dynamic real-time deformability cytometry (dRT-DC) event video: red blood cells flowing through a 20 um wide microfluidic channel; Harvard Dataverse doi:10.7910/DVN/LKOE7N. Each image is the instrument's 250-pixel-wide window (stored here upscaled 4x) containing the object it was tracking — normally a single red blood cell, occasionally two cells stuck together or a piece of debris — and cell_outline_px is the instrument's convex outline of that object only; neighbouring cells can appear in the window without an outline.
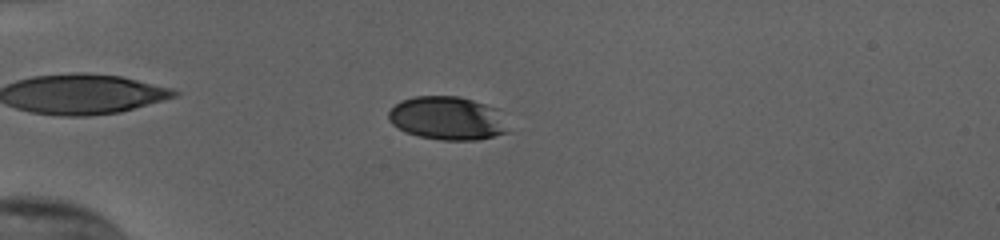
{"species": "human", "species_latin": "Homo sapiens", "temperature_condition": "cold", "stored_images_in_passage": 55, "camera_frame_rate_fps": 3000, "um_per_image_px": 0.085, "donor": {"sex": "female"}, "frame": {"image": 1, "passage_image": 16, "time_ms": 5.0, "image_size_px": [1000, 240], "cell_outline_px": [[508, 132], [476, 140], [444, 140], [420, 136], [404, 132], [392, 124], [388, 120], [388, 112], [400, 100], [412, 96], [460, 96], [496, 108]], "centroid_in_image_um": [37.95, 10.04], "position_along_channel_um": 47.0, "area_um2": 29.94}}
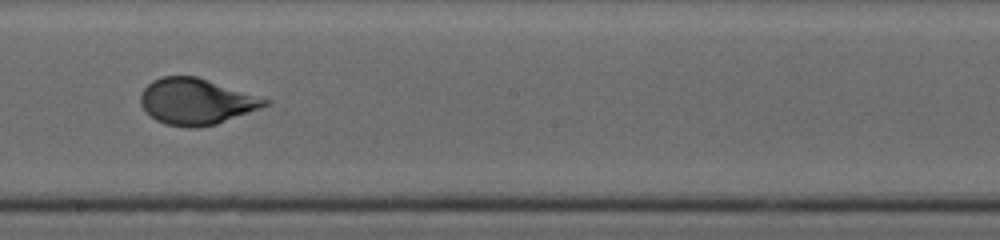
{"frame": {"image": 2, "passage_image": 33, "time_ms": 10.667, "image_size_px": [1000, 240], "cell_outline_px": [[272, 104], [216, 124], [200, 128], [188, 128], [164, 124], [156, 120], [140, 104], [140, 92], [152, 80], [160, 76], [196, 76], [272, 100]], "centroid_in_image_um": [16.69, 8.63], "position_along_channel_um": 231.5, "area_um2": 33.58}}
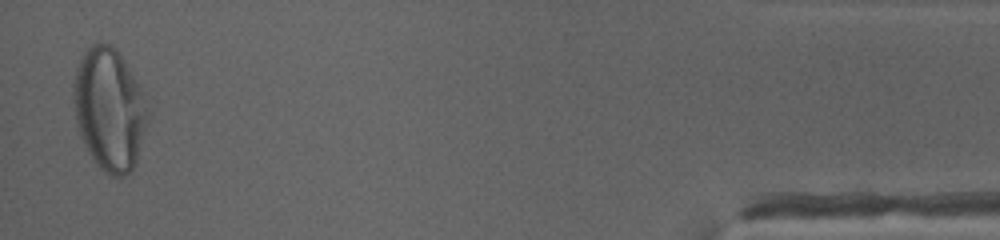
{"frame": {"image": 3, "passage_image": 54, "time_ms": 17.667, "image_size_px": [1000, 240], "cell_outline_px": [[148, 120], [136, 164], [132, 172], [124, 176], [112, 176], [104, 172], [96, 164], [88, 152], [80, 136], [76, 124], [72, 96], [72, 84], [76, 68], [80, 56], [92, 44], [108, 44], [116, 48], [124, 60], [140, 88]], "centroid_in_image_um": [9.25, 9.32], "position_along_channel_um": 426.0, "area_um2": 52.89}, "authors_computed_cell_mechanics": {"area_um2": 32.7148, "velocity_mm_per_s": 3.8114, "shape_relaxation_time_tau1_ms": 4.5471, "shape_relaxation_time_tau2_ms": null, "deformation_change_tau1": 0.1649, "deformation_change_tau2": null}}